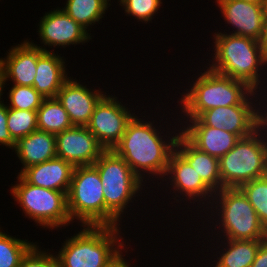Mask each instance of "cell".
Wrapping results in <instances>:
<instances>
[{
  "label": "cell",
  "mask_w": 267,
  "mask_h": 267,
  "mask_svg": "<svg viewBox=\"0 0 267 267\" xmlns=\"http://www.w3.org/2000/svg\"><path fill=\"white\" fill-rule=\"evenodd\" d=\"M159 133L150 121H143L134 115L120 142L113 148L142 181L144 176L141 171L143 174L149 172L155 177H165L170 155L175 150L178 133L169 141H164Z\"/></svg>",
  "instance_id": "6da1fadb"
},
{
  "label": "cell",
  "mask_w": 267,
  "mask_h": 267,
  "mask_svg": "<svg viewBox=\"0 0 267 267\" xmlns=\"http://www.w3.org/2000/svg\"><path fill=\"white\" fill-rule=\"evenodd\" d=\"M215 39V57L209 68L222 75L229 76L247 83L256 91L260 85L258 72L263 65H267L259 41L231 33L217 32L213 35ZM260 79V80H259Z\"/></svg>",
  "instance_id": "7a4b0ae2"
},
{
  "label": "cell",
  "mask_w": 267,
  "mask_h": 267,
  "mask_svg": "<svg viewBox=\"0 0 267 267\" xmlns=\"http://www.w3.org/2000/svg\"><path fill=\"white\" fill-rule=\"evenodd\" d=\"M192 86L180 99L182 112L190 119L198 118L209 109L240 105L247 98L253 100L256 95L247 83L222 75L209 67Z\"/></svg>",
  "instance_id": "3957f363"
},
{
  "label": "cell",
  "mask_w": 267,
  "mask_h": 267,
  "mask_svg": "<svg viewBox=\"0 0 267 267\" xmlns=\"http://www.w3.org/2000/svg\"><path fill=\"white\" fill-rule=\"evenodd\" d=\"M119 230L120 227L84 225L56 255L59 267H104L124 249Z\"/></svg>",
  "instance_id": "277c9868"
},
{
  "label": "cell",
  "mask_w": 267,
  "mask_h": 267,
  "mask_svg": "<svg viewBox=\"0 0 267 267\" xmlns=\"http://www.w3.org/2000/svg\"><path fill=\"white\" fill-rule=\"evenodd\" d=\"M93 165L97 168L103 185L105 226L118 227L123 210L143 189L141 185L144 181L113 150H106Z\"/></svg>",
  "instance_id": "5b68a950"
},
{
  "label": "cell",
  "mask_w": 267,
  "mask_h": 267,
  "mask_svg": "<svg viewBox=\"0 0 267 267\" xmlns=\"http://www.w3.org/2000/svg\"><path fill=\"white\" fill-rule=\"evenodd\" d=\"M221 189L239 188L242 184L267 175V141L256 130L240 138L219 159Z\"/></svg>",
  "instance_id": "8992f818"
},
{
  "label": "cell",
  "mask_w": 267,
  "mask_h": 267,
  "mask_svg": "<svg viewBox=\"0 0 267 267\" xmlns=\"http://www.w3.org/2000/svg\"><path fill=\"white\" fill-rule=\"evenodd\" d=\"M67 209L71 221L80 220L82 226H105L103 185L94 165L74 167Z\"/></svg>",
  "instance_id": "52a82bcc"
},
{
  "label": "cell",
  "mask_w": 267,
  "mask_h": 267,
  "mask_svg": "<svg viewBox=\"0 0 267 267\" xmlns=\"http://www.w3.org/2000/svg\"><path fill=\"white\" fill-rule=\"evenodd\" d=\"M214 196L212 201L218 200L215 202L216 209L220 207L217 215L219 214L218 219L221 218V222L219 221L218 224L222 225L225 239H267L266 228L261 224L256 211L240 188H222L214 193Z\"/></svg>",
  "instance_id": "ba28073f"
},
{
  "label": "cell",
  "mask_w": 267,
  "mask_h": 267,
  "mask_svg": "<svg viewBox=\"0 0 267 267\" xmlns=\"http://www.w3.org/2000/svg\"><path fill=\"white\" fill-rule=\"evenodd\" d=\"M17 178L19 183L12 186L10 191L26 217L50 229L70 224L65 192L34 186L20 174Z\"/></svg>",
  "instance_id": "9c48e42d"
},
{
  "label": "cell",
  "mask_w": 267,
  "mask_h": 267,
  "mask_svg": "<svg viewBox=\"0 0 267 267\" xmlns=\"http://www.w3.org/2000/svg\"><path fill=\"white\" fill-rule=\"evenodd\" d=\"M117 97L106 96L96 104L86 127L98 139L105 150H113L125 133L134 114L117 101Z\"/></svg>",
  "instance_id": "30bf717a"
},
{
  "label": "cell",
  "mask_w": 267,
  "mask_h": 267,
  "mask_svg": "<svg viewBox=\"0 0 267 267\" xmlns=\"http://www.w3.org/2000/svg\"><path fill=\"white\" fill-rule=\"evenodd\" d=\"M105 151L86 126H73L56 134L57 157L74 167L93 165Z\"/></svg>",
  "instance_id": "8fae6325"
},
{
  "label": "cell",
  "mask_w": 267,
  "mask_h": 267,
  "mask_svg": "<svg viewBox=\"0 0 267 267\" xmlns=\"http://www.w3.org/2000/svg\"><path fill=\"white\" fill-rule=\"evenodd\" d=\"M247 98L240 105L218 107L203 112L198 118L209 127L224 129L240 138L256 131V106Z\"/></svg>",
  "instance_id": "7c38bea8"
},
{
  "label": "cell",
  "mask_w": 267,
  "mask_h": 267,
  "mask_svg": "<svg viewBox=\"0 0 267 267\" xmlns=\"http://www.w3.org/2000/svg\"><path fill=\"white\" fill-rule=\"evenodd\" d=\"M39 23V36L45 46L59 45L64 48L91 39L85 28L59 8L45 13Z\"/></svg>",
  "instance_id": "4fadbf2b"
},
{
  "label": "cell",
  "mask_w": 267,
  "mask_h": 267,
  "mask_svg": "<svg viewBox=\"0 0 267 267\" xmlns=\"http://www.w3.org/2000/svg\"><path fill=\"white\" fill-rule=\"evenodd\" d=\"M224 20L236 28L232 35L260 40L266 19L264 4L244 0H216Z\"/></svg>",
  "instance_id": "5bb4252c"
},
{
  "label": "cell",
  "mask_w": 267,
  "mask_h": 267,
  "mask_svg": "<svg viewBox=\"0 0 267 267\" xmlns=\"http://www.w3.org/2000/svg\"><path fill=\"white\" fill-rule=\"evenodd\" d=\"M104 96L101 91L83 86L74 79H68L57 93V100L69 115L73 126H86L96 104Z\"/></svg>",
  "instance_id": "9a60e30c"
},
{
  "label": "cell",
  "mask_w": 267,
  "mask_h": 267,
  "mask_svg": "<svg viewBox=\"0 0 267 267\" xmlns=\"http://www.w3.org/2000/svg\"><path fill=\"white\" fill-rule=\"evenodd\" d=\"M37 67V47L25 40L12 47L6 58L1 59V94L9 79L15 85L32 86Z\"/></svg>",
  "instance_id": "2e32d148"
},
{
  "label": "cell",
  "mask_w": 267,
  "mask_h": 267,
  "mask_svg": "<svg viewBox=\"0 0 267 267\" xmlns=\"http://www.w3.org/2000/svg\"><path fill=\"white\" fill-rule=\"evenodd\" d=\"M192 124L184 125L180 131L195 147L220 159L240 140L236 134L206 126L199 118L189 119Z\"/></svg>",
  "instance_id": "e0dca14e"
},
{
  "label": "cell",
  "mask_w": 267,
  "mask_h": 267,
  "mask_svg": "<svg viewBox=\"0 0 267 267\" xmlns=\"http://www.w3.org/2000/svg\"><path fill=\"white\" fill-rule=\"evenodd\" d=\"M37 67L33 87L45 98H56L58 91L70 78L63 57L45 47L37 46Z\"/></svg>",
  "instance_id": "ac0fdd59"
},
{
  "label": "cell",
  "mask_w": 267,
  "mask_h": 267,
  "mask_svg": "<svg viewBox=\"0 0 267 267\" xmlns=\"http://www.w3.org/2000/svg\"><path fill=\"white\" fill-rule=\"evenodd\" d=\"M168 174L171 175L169 180H171L172 184L170 183V185L173 186L172 188H175L174 190L183 194V196L185 195L187 199L190 198L196 201L198 198L200 202L199 199L204 198L203 200L206 201L210 199L209 197H214V192L176 150L170 155L166 176H169Z\"/></svg>",
  "instance_id": "d6986e66"
},
{
  "label": "cell",
  "mask_w": 267,
  "mask_h": 267,
  "mask_svg": "<svg viewBox=\"0 0 267 267\" xmlns=\"http://www.w3.org/2000/svg\"><path fill=\"white\" fill-rule=\"evenodd\" d=\"M74 166L54 158L26 168L20 175L30 184L68 194Z\"/></svg>",
  "instance_id": "ffe728a7"
},
{
  "label": "cell",
  "mask_w": 267,
  "mask_h": 267,
  "mask_svg": "<svg viewBox=\"0 0 267 267\" xmlns=\"http://www.w3.org/2000/svg\"><path fill=\"white\" fill-rule=\"evenodd\" d=\"M178 133L175 150L192 166L214 193L220 191L219 159L199 150L181 132Z\"/></svg>",
  "instance_id": "44dd1931"
},
{
  "label": "cell",
  "mask_w": 267,
  "mask_h": 267,
  "mask_svg": "<svg viewBox=\"0 0 267 267\" xmlns=\"http://www.w3.org/2000/svg\"><path fill=\"white\" fill-rule=\"evenodd\" d=\"M23 167L20 174L28 167L57 157L56 134L36 130L19 138L14 147Z\"/></svg>",
  "instance_id": "7402d4cb"
},
{
  "label": "cell",
  "mask_w": 267,
  "mask_h": 267,
  "mask_svg": "<svg viewBox=\"0 0 267 267\" xmlns=\"http://www.w3.org/2000/svg\"><path fill=\"white\" fill-rule=\"evenodd\" d=\"M227 240L215 267H250L263 240ZM229 244V245H228Z\"/></svg>",
  "instance_id": "603a6c76"
},
{
  "label": "cell",
  "mask_w": 267,
  "mask_h": 267,
  "mask_svg": "<svg viewBox=\"0 0 267 267\" xmlns=\"http://www.w3.org/2000/svg\"><path fill=\"white\" fill-rule=\"evenodd\" d=\"M37 118L40 131L58 134L73 127L68 113L57 98L44 99L37 110Z\"/></svg>",
  "instance_id": "cb8c5ba5"
},
{
  "label": "cell",
  "mask_w": 267,
  "mask_h": 267,
  "mask_svg": "<svg viewBox=\"0 0 267 267\" xmlns=\"http://www.w3.org/2000/svg\"><path fill=\"white\" fill-rule=\"evenodd\" d=\"M110 5L106 0H67L62 10L83 28L100 21ZM93 23V24H92Z\"/></svg>",
  "instance_id": "d4e9b609"
},
{
  "label": "cell",
  "mask_w": 267,
  "mask_h": 267,
  "mask_svg": "<svg viewBox=\"0 0 267 267\" xmlns=\"http://www.w3.org/2000/svg\"><path fill=\"white\" fill-rule=\"evenodd\" d=\"M34 244L0 231V267H19L22 258Z\"/></svg>",
  "instance_id": "484cf974"
},
{
  "label": "cell",
  "mask_w": 267,
  "mask_h": 267,
  "mask_svg": "<svg viewBox=\"0 0 267 267\" xmlns=\"http://www.w3.org/2000/svg\"><path fill=\"white\" fill-rule=\"evenodd\" d=\"M239 188L246 195L261 224L267 230V175L246 182Z\"/></svg>",
  "instance_id": "4316f807"
},
{
  "label": "cell",
  "mask_w": 267,
  "mask_h": 267,
  "mask_svg": "<svg viewBox=\"0 0 267 267\" xmlns=\"http://www.w3.org/2000/svg\"><path fill=\"white\" fill-rule=\"evenodd\" d=\"M37 111L8 108L7 127L15 141L38 130Z\"/></svg>",
  "instance_id": "83f0119b"
},
{
  "label": "cell",
  "mask_w": 267,
  "mask_h": 267,
  "mask_svg": "<svg viewBox=\"0 0 267 267\" xmlns=\"http://www.w3.org/2000/svg\"><path fill=\"white\" fill-rule=\"evenodd\" d=\"M8 97V108L31 111H37L45 99L34 87L15 84L9 90Z\"/></svg>",
  "instance_id": "f1b7e54d"
},
{
  "label": "cell",
  "mask_w": 267,
  "mask_h": 267,
  "mask_svg": "<svg viewBox=\"0 0 267 267\" xmlns=\"http://www.w3.org/2000/svg\"><path fill=\"white\" fill-rule=\"evenodd\" d=\"M124 6L125 13L137 18L139 21H151L154 14L159 10L161 0H119Z\"/></svg>",
  "instance_id": "f546056e"
},
{
  "label": "cell",
  "mask_w": 267,
  "mask_h": 267,
  "mask_svg": "<svg viewBox=\"0 0 267 267\" xmlns=\"http://www.w3.org/2000/svg\"><path fill=\"white\" fill-rule=\"evenodd\" d=\"M39 250L35 244L22 258L19 267H59L56 255Z\"/></svg>",
  "instance_id": "4dcf8cb0"
},
{
  "label": "cell",
  "mask_w": 267,
  "mask_h": 267,
  "mask_svg": "<svg viewBox=\"0 0 267 267\" xmlns=\"http://www.w3.org/2000/svg\"><path fill=\"white\" fill-rule=\"evenodd\" d=\"M0 97V144L14 149L16 141L11 136L7 127L8 107L1 101Z\"/></svg>",
  "instance_id": "1f68e13d"
},
{
  "label": "cell",
  "mask_w": 267,
  "mask_h": 267,
  "mask_svg": "<svg viewBox=\"0 0 267 267\" xmlns=\"http://www.w3.org/2000/svg\"><path fill=\"white\" fill-rule=\"evenodd\" d=\"M250 267H267V239L263 240Z\"/></svg>",
  "instance_id": "d6a6232c"
},
{
  "label": "cell",
  "mask_w": 267,
  "mask_h": 267,
  "mask_svg": "<svg viewBox=\"0 0 267 267\" xmlns=\"http://www.w3.org/2000/svg\"><path fill=\"white\" fill-rule=\"evenodd\" d=\"M260 111H262V110L259 108H258V110H256V130L261 134L263 139L265 141H267V139H266L267 138V112L264 111V113H262ZM264 129H266V130H264ZM264 131L266 132V134L263 133ZM264 136H265V138H264Z\"/></svg>",
  "instance_id": "836d02e7"
},
{
  "label": "cell",
  "mask_w": 267,
  "mask_h": 267,
  "mask_svg": "<svg viewBox=\"0 0 267 267\" xmlns=\"http://www.w3.org/2000/svg\"><path fill=\"white\" fill-rule=\"evenodd\" d=\"M259 44L263 53V58L267 64V19H265L263 24V31L259 40Z\"/></svg>",
  "instance_id": "e575fe53"
},
{
  "label": "cell",
  "mask_w": 267,
  "mask_h": 267,
  "mask_svg": "<svg viewBox=\"0 0 267 267\" xmlns=\"http://www.w3.org/2000/svg\"><path fill=\"white\" fill-rule=\"evenodd\" d=\"M124 255H122V250L104 267H130L128 262L123 259ZM127 262V263H126Z\"/></svg>",
  "instance_id": "d590c367"
},
{
  "label": "cell",
  "mask_w": 267,
  "mask_h": 267,
  "mask_svg": "<svg viewBox=\"0 0 267 267\" xmlns=\"http://www.w3.org/2000/svg\"><path fill=\"white\" fill-rule=\"evenodd\" d=\"M244 1L255 3V4H264L265 3V0H244Z\"/></svg>",
  "instance_id": "8d00e7d4"
},
{
  "label": "cell",
  "mask_w": 267,
  "mask_h": 267,
  "mask_svg": "<svg viewBox=\"0 0 267 267\" xmlns=\"http://www.w3.org/2000/svg\"><path fill=\"white\" fill-rule=\"evenodd\" d=\"M264 10H265V15L267 19V0H265V3H264Z\"/></svg>",
  "instance_id": "74e56055"
},
{
  "label": "cell",
  "mask_w": 267,
  "mask_h": 267,
  "mask_svg": "<svg viewBox=\"0 0 267 267\" xmlns=\"http://www.w3.org/2000/svg\"><path fill=\"white\" fill-rule=\"evenodd\" d=\"M0 85H1V58H0Z\"/></svg>",
  "instance_id": "f35d334b"
}]
</instances>
